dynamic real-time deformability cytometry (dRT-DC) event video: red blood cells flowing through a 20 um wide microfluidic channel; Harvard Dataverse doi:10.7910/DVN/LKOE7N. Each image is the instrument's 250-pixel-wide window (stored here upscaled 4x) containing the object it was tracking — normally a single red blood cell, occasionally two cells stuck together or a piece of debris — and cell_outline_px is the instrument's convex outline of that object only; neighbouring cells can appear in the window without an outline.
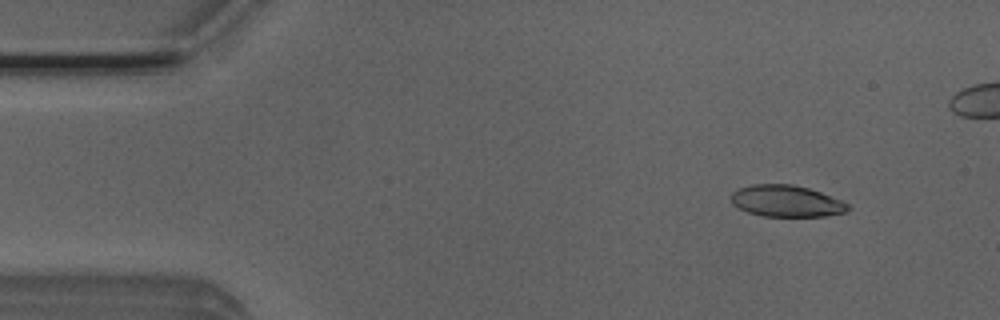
{"species": "Egyptian fruit bat (a non-hibernating species)", "species_latin": "Rousettus aegyptiacus", "temperature_condition": "room temperature", "stored_images_in_passage": 9, "camera_frame_rate_fps": 3000, "um_per_image_px": 0.085, "animal": {"sex": "male"}, "frame": {"image": 1, "passage_image": 2, "time_ms": 0.333, "image_size_px": [1000, 320], "cell_outline_px": [[852, 208], [848, 212], [824, 216], [764, 216], [748, 212], [732, 204], [732, 192], [740, 188], [752, 184], [792, 184], [808, 188], [820, 192], [840, 200], [848, 204]], "centroid_in_image_um": [66.87, 17.09], "position_along_channel_um": 18.1, "area_um2": 21.39}}
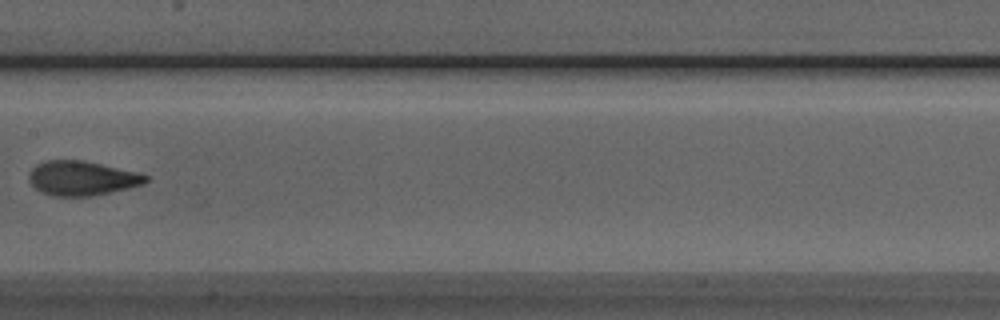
{"frame": {"image": 2, "passage_image": 8, "time_ms": 2.333, "image_size_px": [1000, 320], "cell_outline_px": [[148, 180], [144, 184], [128, 188], [92, 196], [52, 196], [40, 192], [28, 180], [28, 172], [36, 164], [48, 160], [84, 160], [140, 172], [148, 176]], "centroid_in_image_um": [6.96, 15.14], "position_along_channel_um": 200.4, "area_um2": 23.7}}
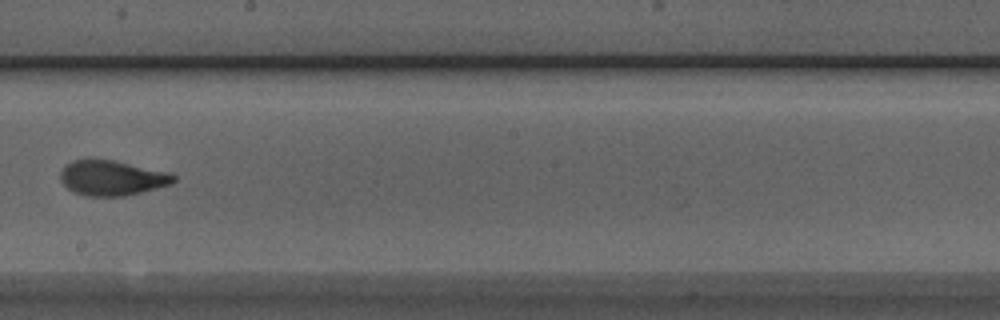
{"frame": {"image": 3, "passage_image": 9, "time_ms": 2.667, "image_size_px": [1000, 320], "cell_outline_px": [[176, 180], [172, 184], [124, 196], [84, 196], [72, 192], [60, 180], [60, 172], [72, 160], [88, 156], [92, 156], [116, 160], [168, 172], [176, 176]], "centroid_in_image_um": [9.47, 15.08], "position_along_channel_um": 238.7, "area_um2": 23.76}}